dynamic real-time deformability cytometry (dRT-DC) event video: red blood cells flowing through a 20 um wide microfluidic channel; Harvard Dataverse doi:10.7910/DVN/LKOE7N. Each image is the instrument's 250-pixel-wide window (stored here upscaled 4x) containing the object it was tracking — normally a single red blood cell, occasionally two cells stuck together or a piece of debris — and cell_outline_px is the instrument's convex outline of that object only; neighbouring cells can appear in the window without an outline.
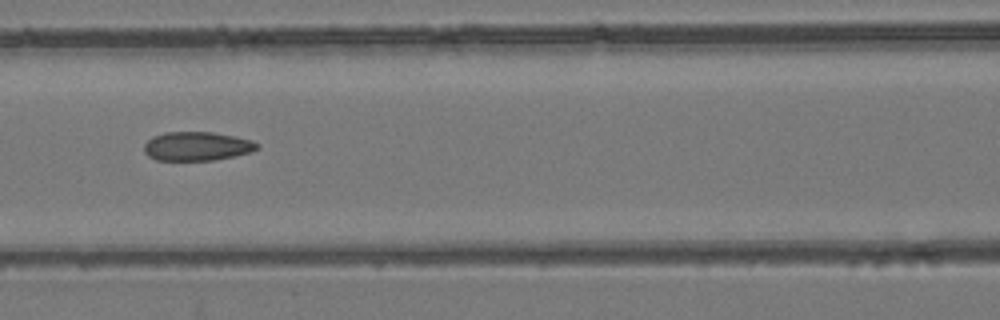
{"species": "common noctule bat (a hibernating species)", "species_latin": "Nyctalus noctula", "temperature_condition": "room temperature", "stored_images_in_passage": 9, "camera_frame_rate_fps": 3000, "um_per_image_px": 0.085, "animal": {"sex": "female", "body_mass_g": 24.6, "forearm_length_mm": 56.2}, "frame": {"image": 1, "passage_image": 8, "time_ms": 8.0, "image_size_px": [1000, 320], "cell_outline_px": [[260, 148], [252, 152], [212, 160], [156, 160], [148, 156], [144, 152], [144, 144], [152, 136], [164, 132], [212, 132], [236, 136], [252, 140], [260, 144]], "centroid_in_image_um": [16.75, 12.42], "position_along_channel_um": 149.9, "area_um2": 19.19}}
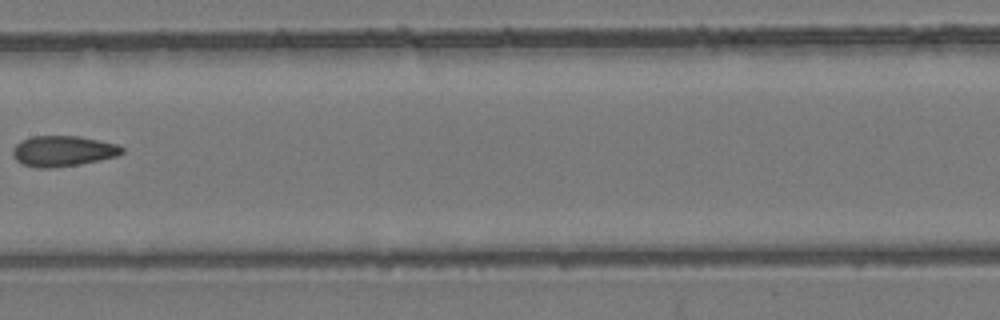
{"frame": {"image": 2, "passage_image": 9, "time_ms": 9.333, "image_size_px": [1000, 320], "cell_outline_px": [[124, 152], [116, 156], [100, 160], [80, 164], [52, 168], [36, 168], [20, 164], [12, 156], [12, 148], [20, 140], [32, 136], [80, 136], [116, 144], [124, 148]], "centroid_in_image_um": [5.3, 12.84], "position_along_channel_um": 202.1, "area_um2": 19.71}}